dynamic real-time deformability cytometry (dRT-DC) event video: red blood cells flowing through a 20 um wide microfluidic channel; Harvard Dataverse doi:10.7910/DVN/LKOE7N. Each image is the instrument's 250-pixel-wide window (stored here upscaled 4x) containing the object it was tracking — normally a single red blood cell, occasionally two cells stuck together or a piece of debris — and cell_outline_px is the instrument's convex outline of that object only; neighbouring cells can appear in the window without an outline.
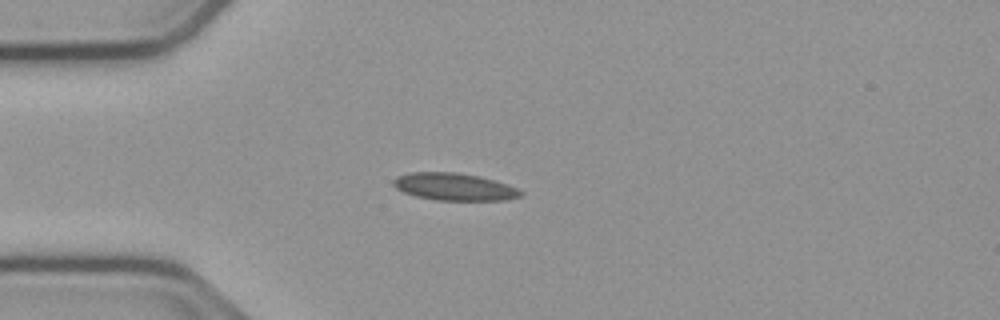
{"species": "common noctule bat (a hibernating species)", "species_latin": "Nyctalus noctula", "temperature_condition": "cold", "stored_images_in_passage": 51, "camera_frame_rate_fps": 3000, "um_per_image_px": 0.085, "animal": {"sex": "male", "body_mass_g": 23.1, "forearm_length_mm": 52.7}, "frame": {"image": 1, "passage_image": 11, "time_ms": 3.333, "image_size_px": [1000, 320], "cell_outline_px": [[524, 196], [504, 200], [436, 200], [416, 196], [404, 192], [396, 188], [392, 184], [392, 180], [396, 176], [408, 172], [456, 172], [480, 176], [496, 180], [508, 184], [524, 192]], "centroid_in_image_um": [38.62, 15.87], "position_along_channel_um": 46.4, "area_um2": 20.52}}
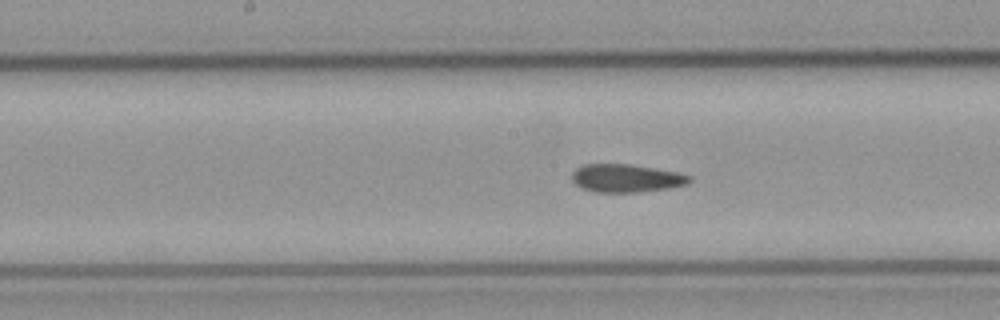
{"frame": {"image": 2, "passage_image": 24, "time_ms": 7.667, "image_size_px": [1000, 320], "cell_outline_px": [[692, 180], [688, 184], [668, 188], [636, 192], [596, 192], [584, 188], [576, 184], [572, 180], [572, 172], [576, 168], [584, 164], [628, 164], [676, 172], [692, 176]], "centroid_in_image_um": [53.23, 15.14], "position_along_channel_um": 195.0, "area_um2": 19.02}}
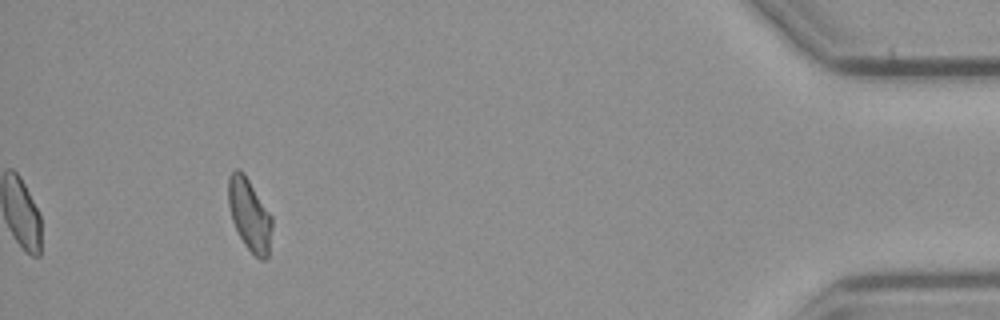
{"frame": {"image": 3, "passage_image": 47, "time_ms": 15.333, "image_size_px": [1000, 320], "cell_outline_px": [[272, 228], [268, 256], [264, 260], [260, 260], [244, 244], [232, 220], [228, 204], [228, 176], [236, 168], [240, 168], [244, 172], [272, 216]], "centroid_in_image_um": [21.2, 18.22], "position_along_channel_um": 414.0, "area_um2": 18.38}, "authors_computed_cell_mechanics": {"area_um2": 19.363, "velocity_mm_per_s": 3.7679, "shape_relaxation_time_tau1_ms": 7.0226, "shape_relaxation_time_tau2_ms": 1.6406, "deformation_change_tau1": 0.1392, "deformation_change_tau2": 0.0872}}